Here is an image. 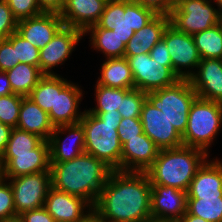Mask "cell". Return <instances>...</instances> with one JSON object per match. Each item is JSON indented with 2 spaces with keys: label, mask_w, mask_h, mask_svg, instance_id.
I'll return each mask as SVG.
<instances>
[{
  "label": "cell",
  "mask_w": 222,
  "mask_h": 222,
  "mask_svg": "<svg viewBox=\"0 0 222 222\" xmlns=\"http://www.w3.org/2000/svg\"><path fill=\"white\" fill-rule=\"evenodd\" d=\"M124 57L129 62L135 89L144 93L170 87L180 80L173 70L172 62H158L149 53Z\"/></svg>",
  "instance_id": "9"
},
{
  "label": "cell",
  "mask_w": 222,
  "mask_h": 222,
  "mask_svg": "<svg viewBox=\"0 0 222 222\" xmlns=\"http://www.w3.org/2000/svg\"><path fill=\"white\" fill-rule=\"evenodd\" d=\"M120 143L123 145L126 138L137 137L143 134V126L140 118H122L117 127Z\"/></svg>",
  "instance_id": "40"
},
{
  "label": "cell",
  "mask_w": 222,
  "mask_h": 222,
  "mask_svg": "<svg viewBox=\"0 0 222 222\" xmlns=\"http://www.w3.org/2000/svg\"><path fill=\"white\" fill-rule=\"evenodd\" d=\"M170 23L169 15L157 14L127 42L124 56H135L149 53L151 49L162 39V35Z\"/></svg>",
  "instance_id": "24"
},
{
  "label": "cell",
  "mask_w": 222,
  "mask_h": 222,
  "mask_svg": "<svg viewBox=\"0 0 222 222\" xmlns=\"http://www.w3.org/2000/svg\"><path fill=\"white\" fill-rule=\"evenodd\" d=\"M7 40L13 45L16 60H19V63H26L39 67L40 49L25 40L17 32L12 33Z\"/></svg>",
  "instance_id": "34"
},
{
  "label": "cell",
  "mask_w": 222,
  "mask_h": 222,
  "mask_svg": "<svg viewBox=\"0 0 222 222\" xmlns=\"http://www.w3.org/2000/svg\"><path fill=\"white\" fill-rule=\"evenodd\" d=\"M187 212L208 222H222V197H187Z\"/></svg>",
  "instance_id": "30"
},
{
  "label": "cell",
  "mask_w": 222,
  "mask_h": 222,
  "mask_svg": "<svg viewBox=\"0 0 222 222\" xmlns=\"http://www.w3.org/2000/svg\"><path fill=\"white\" fill-rule=\"evenodd\" d=\"M149 55L158 62H171L168 48L162 39L151 49Z\"/></svg>",
  "instance_id": "44"
},
{
  "label": "cell",
  "mask_w": 222,
  "mask_h": 222,
  "mask_svg": "<svg viewBox=\"0 0 222 222\" xmlns=\"http://www.w3.org/2000/svg\"><path fill=\"white\" fill-rule=\"evenodd\" d=\"M151 183L145 172L112 171L93 206L101 222H149Z\"/></svg>",
  "instance_id": "1"
},
{
  "label": "cell",
  "mask_w": 222,
  "mask_h": 222,
  "mask_svg": "<svg viewBox=\"0 0 222 222\" xmlns=\"http://www.w3.org/2000/svg\"><path fill=\"white\" fill-rule=\"evenodd\" d=\"M211 0H177L169 14L170 24L178 31L194 35L221 22L219 9Z\"/></svg>",
  "instance_id": "8"
},
{
  "label": "cell",
  "mask_w": 222,
  "mask_h": 222,
  "mask_svg": "<svg viewBox=\"0 0 222 222\" xmlns=\"http://www.w3.org/2000/svg\"><path fill=\"white\" fill-rule=\"evenodd\" d=\"M143 132L154 142L159 150L176 148L183 145L182 136L173 127L164 113L154 107L147 99L142 112Z\"/></svg>",
  "instance_id": "13"
},
{
  "label": "cell",
  "mask_w": 222,
  "mask_h": 222,
  "mask_svg": "<svg viewBox=\"0 0 222 222\" xmlns=\"http://www.w3.org/2000/svg\"><path fill=\"white\" fill-rule=\"evenodd\" d=\"M24 97L18 94L0 96V122L17 127L21 102Z\"/></svg>",
  "instance_id": "35"
},
{
  "label": "cell",
  "mask_w": 222,
  "mask_h": 222,
  "mask_svg": "<svg viewBox=\"0 0 222 222\" xmlns=\"http://www.w3.org/2000/svg\"><path fill=\"white\" fill-rule=\"evenodd\" d=\"M44 207L56 222H82L93 212V206L85 199L53 187L48 190Z\"/></svg>",
  "instance_id": "17"
},
{
  "label": "cell",
  "mask_w": 222,
  "mask_h": 222,
  "mask_svg": "<svg viewBox=\"0 0 222 222\" xmlns=\"http://www.w3.org/2000/svg\"><path fill=\"white\" fill-rule=\"evenodd\" d=\"M12 127L0 122V157L4 153L10 138Z\"/></svg>",
  "instance_id": "46"
},
{
  "label": "cell",
  "mask_w": 222,
  "mask_h": 222,
  "mask_svg": "<svg viewBox=\"0 0 222 222\" xmlns=\"http://www.w3.org/2000/svg\"><path fill=\"white\" fill-rule=\"evenodd\" d=\"M201 59H222V22L193 35Z\"/></svg>",
  "instance_id": "29"
},
{
  "label": "cell",
  "mask_w": 222,
  "mask_h": 222,
  "mask_svg": "<svg viewBox=\"0 0 222 222\" xmlns=\"http://www.w3.org/2000/svg\"><path fill=\"white\" fill-rule=\"evenodd\" d=\"M2 177L50 171L49 143L44 140L37 148L23 153H3L0 157Z\"/></svg>",
  "instance_id": "12"
},
{
  "label": "cell",
  "mask_w": 222,
  "mask_h": 222,
  "mask_svg": "<svg viewBox=\"0 0 222 222\" xmlns=\"http://www.w3.org/2000/svg\"><path fill=\"white\" fill-rule=\"evenodd\" d=\"M6 181V182H5ZM15 216L13 191L6 178H0V220Z\"/></svg>",
  "instance_id": "38"
},
{
  "label": "cell",
  "mask_w": 222,
  "mask_h": 222,
  "mask_svg": "<svg viewBox=\"0 0 222 222\" xmlns=\"http://www.w3.org/2000/svg\"><path fill=\"white\" fill-rule=\"evenodd\" d=\"M151 186V220L178 222L187 212V192L169 186Z\"/></svg>",
  "instance_id": "16"
},
{
  "label": "cell",
  "mask_w": 222,
  "mask_h": 222,
  "mask_svg": "<svg viewBox=\"0 0 222 222\" xmlns=\"http://www.w3.org/2000/svg\"><path fill=\"white\" fill-rule=\"evenodd\" d=\"M159 149L145 134L126 138L122 145L121 171L145 172L157 158Z\"/></svg>",
  "instance_id": "20"
},
{
  "label": "cell",
  "mask_w": 222,
  "mask_h": 222,
  "mask_svg": "<svg viewBox=\"0 0 222 222\" xmlns=\"http://www.w3.org/2000/svg\"><path fill=\"white\" fill-rule=\"evenodd\" d=\"M90 33V42L94 50L102 52L106 59L124 57L126 45L113 30L100 28L97 24L89 27L85 34Z\"/></svg>",
  "instance_id": "28"
},
{
  "label": "cell",
  "mask_w": 222,
  "mask_h": 222,
  "mask_svg": "<svg viewBox=\"0 0 222 222\" xmlns=\"http://www.w3.org/2000/svg\"><path fill=\"white\" fill-rule=\"evenodd\" d=\"M14 94L28 97L38 81L44 76L39 67L18 63L5 71Z\"/></svg>",
  "instance_id": "27"
},
{
  "label": "cell",
  "mask_w": 222,
  "mask_h": 222,
  "mask_svg": "<svg viewBox=\"0 0 222 222\" xmlns=\"http://www.w3.org/2000/svg\"><path fill=\"white\" fill-rule=\"evenodd\" d=\"M178 222H208L200 217H196L194 215L189 214L186 212Z\"/></svg>",
  "instance_id": "48"
},
{
  "label": "cell",
  "mask_w": 222,
  "mask_h": 222,
  "mask_svg": "<svg viewBox=\"0 0 222 222\" xmlns=\"http://www.w3.org/2000/svg\"><path fill=\"white\" fill-rule=\"evenodd\" d=\"M82 93V89L75 83L73 84L60 75H56L55 111L48 113L50 122L54 127L80 122L84 114V112H78L83 97Z\"/></svg>",
  "instance_id": "14"
},
{
  "label": "cell",
  "mask_w": 222,
  "mask_h": 222,
  "mask_svg": "<svg viewBox=\"0 0 222 222\" xmlns=\"http://www.w3.org/2000/svg\"><path fill=\"white\" fill-rule=\"evenodd\" d=\"M156 15L153 9L131 0H108L97 25L113 30L126 45Z\"/></svg>",
  "instance_id": "6"
},
{
  "label": "cell",
  "mask_w": 222,
  "mask_h": 222,
  "mask_svg": "<svg viewBox=\"0 0 222 222\" xmlns=\"http://www.w3.org/2000/svg\"><path fill=\"white\" fill-rule=\"evenodd\" d=\"M218 8H219L220 17L222 18V0L218 3Z\"/></svg>",
  "instance_id": "51"
},
{
  "label": "cell",
  "mask_w": 222,
  "mask_h": 222,
  "mask_svg": "<svg viewBox=\"0 0 222 222\" xmlns=\"http://www.w3.org/2000/svg\"><path fill=\"white\" fill-rule=\"evenodd\" d=\"M18 63L13 45L7 39L0 40V71L5 72Z\"/></svg>",
  "instance_id": "41"
},
{
  "label": "cell",
  "mask_w": 222,
  "mask_h": 222,
  "mask_svg": "<svg viewBox=\"0 0 222 222\" xmlns=\"http://www.w3.org/2000/svg\"><path fill=\"white\" fill-rule=\"evenodd\" d=\"M28 97L43 111H55L56 75H44Z\"/></svg>",
  "instance_id": "31"
},
{
  "label": "cell",
  "mask_w": 222,
  "mask_h": 222,
  "mask_svg": "<svg viewBox=\"0 0 222 222\" xmlns=\"http://www.w3.org/2000/svg\"><path fill=\"white\" fill-rule=\"evenodd\" d=\"M122 117L115 112L84 110L80 124L84 129L85 153L103 161L113 171H121L122 144L117 127Z\"/></svg>",
  "instance_id": "4"
},
{
  "label": "cell",
  "mask_w": 222,
  "mask_h": 222,
  "mask_svg": "<svg viewBox=\"0 0 222 222\" xmlns=\"http://www.w3.org/2000/svg\"><path fill=\"white\" fill-rule=\"evenodd\" d=\"M208 155L199 148L185 145L159 150L157 158L145 173L151 185L169 186L187 192Z\"/></svg>",
  "instance_id": "3"
},
{
  "label": "cell",
  "mask_w": 222,
  "mask_h": 222,
  "mask_svg": "<svg viewBox=\"0 0 222 222\" xmlns=\"http://www.w3.org/2000/svg\"><path fill=\"white\" fill-rule=\"evenodd\" d=\"M63 26L59 13L43 12L18 21L16 32L38 49H42Z\"/></svg>",
  "instance_id": "19"
},
{
  "label": "cell",
  "mask_w": 222,
  "mask_h": 222,
  "mask_svg": "<svg viewBox=\"0 0 222 222\" xmlns=\"http://www.w3.org/2000/svg\"><path fill=\"white\" fill-rule=\"evenodd\" d=\"M84 33L78 29L63 26L42 49H40L39 69L43 75H58L52 68L63 64Z\"/></svg>",
  "instance_id": "15"
},
{
  "label": "cell",
  "mask_w": 222,
  "mask_h": 222,
  "mask_svg": "<svg viewBox=\"0 0 222 222\" xmlns=\"http://www.w3.org/2000/svg\"><path fill=\"white\" fill-rule=\"evenodd\" d=\"M142 6L153 9L157 14L169 15L177 0H131Z\"/></svg>",
  "instance_id": "42"
},
{
  "label": "cell",
  "mask_w": 222,
  "mask_h": 222,
  "mask_svg": "<svg viewBox=\"0 0 222 222\" xmlns=\"http://www.w3.org/2000/svg\"><path fill=\"white\" fill-rule=\"evenodd\" d=\"M112 171L103 161L84 152L73 160L50 163L51 187L94 206Z\"/></svg>",
  "instance_id": "2"
},
{
  "label": "cell",
  "mask_w": 222,
  "mask_h": 222,
  "mask_svg": "<svg viewBox=\"0 0 222 222\" xmlns=\"http://www.w3.org/2000/svg\"><path fill=\"white\" fill-rule=\"evenodd\" d=\"M206 160L192 179L187 197H222V161Z\"/></svg>",
  "instance_id": "23"
},
{
  "label": "cell",
  "mask_w": 222,
  "mask_h": 222,
  "mask_svg": "<svg viewBox=\"0 0 222 222\" xmlns=\"http://www.w3.org/2000/svg\"><path fill=\"white\" fill-rule=\"evenodd\" d=\"M162 40L168 48L174 72L180 79H189L194 74L193 69H197L201 61L193 36L178 31L169 23L163 32Z\"/></svg>",
  "instance_id": "11"
},
{
  "label": "cell",
  "mask_w": 222,
  "mask_h": 222,
  "mask_svg": "<svg viewBox=\"0 0 222 222\" xmlns=\"http://www.w3.org/2000/svg\"><path fill=\"white\" fill-rule=\"evenodd\" d=\"M12 15L17 21L42 14L38 0H6Z\"/></svg>",
  "instance_id": "37"
},
{
  "label": "cell",
  "mask_w": 222,
  "mask_h": 222,
  "mask_svg": "<svg viewBox=\"0 0 222 222\" xmlns=\"http://www.w3.org/2000/svg\"><path fill=\"white\" fill-rule=\"evenodd\" d=\"M0 222H23L20 216H13L10 218H6L4 220H0Z\"/></svg>",
  "instance_id": "49"
},
{
  "label": "cell",
  "mask_w": 222,
  "mask_h": 222,
  "mask_svg": "<svg viewBox=\"0 0 222 222\" xmlns=\"http://www.w3.org/2000/svg\"><path fill=\"white\" fill-rule=\"evenodd\" d=\"M17 128L34 133L47 141L54 130L48 113L43 111L29 97L22 99Z\"/></svg>",
  "instance_id": "25"
},
{
  "label": "cell",
  "mask_w": 222,
  "mask_h": 222,
  "mask_svg": "<svg viewBox=\"0 0 222 222\" xmlns=\"http://www.w3.org/2000/svg\"><path fill=\"white\" fill-rule=\"evenodd\" d=\"M20 217L23 222H56L44 206L24 212Z\"/></svg>",
  "instance_id": "43"
},
{
  "label": "cell",
  "mask_w": 222,
  "mask_h": 222,
  "mask_svg": "<svg viewBox=\"0 0 222 222\" xmlns=\"http://www.w3.org/2000/svg\"><path fill=\"white\" fill-rule=\"evenodd\" d=\"M97 83L102 86L135 89L133 75L127 58H108L102 63Z\"/></svg>",
  "instance_id": "26"
},
{
  "label": "cell",
  "mask_w": 222,
  "mask_h": 222,
  "mask_svg": "<svg viewBox=\"0 0 222 222\" xmlns=\"http://www.w3.org/2000/svg\"><path fill=\"white\" fill-rule=\"evenodd\" d=\"M66 0H38L40 8L44 12L59 13L63 10Z\"/></svg>",
  "instance_id": "45"
},
{
  "label": "cell",
  "mask_w": 222,
  "mask_h": 222,
  "mask_svg": "<svg viewBox=\"0 0 222 222\" xmlns=\"http://www.w3.org/2000/svg\"><path fill=\"white\" fill-rule=\"evenodd\" d=\"M43 141L44 139L40 136L15 127L12 128L4 153L29 152V150L37 148Z\"/></svg>",
  "instance_id": "33"
},
{
  "label": "cell",
  "mask_w": 222,
  "mask_h": 222,
  "mask_svg": "<svg viewBox=\"0 0 222 222\" xmlns=\"http://www.w3.org/2000/svg\"><path fill=\"white\" fill-rule=\"evenodd\" d=\"M221 0H213V2H215L218 6V3L220 2Z\"/></svg>",
  "instance_id": "52"
},
{
  "label": "cell",
  "mask_w": 222,
  "mask_h": 222,
  "mask_svg": "<svg viewBox=\"0 0 222 222\" xmlns=\"http://www.w3.org/2000/svg\"><path fill=\"white\" fill-rule=\"evenodd\" d=\"M221 125L222 103L196 97L191 104L187 127L182 135L183 145L199 148L208 154V148Z\"/></svg>",
  "instance_id": "5"
},
{
  "label": "cell",
  "mask_w": 222,
  "mask_h": 222,
  "mask_svg": "<svg viewBox=\"0 0 222 222\" xmlns=\"http://www.w3.org/2000/svg\"><path fill=\"white\" fill-rule=\"evenodd\" d=\"M82 222H101L100 219L92 212L90 216H88Z\"/></svg>",
  "instance_id": "50"
},
{
  "label": "cell",
  "mask_w": 222,
  "mask_h": 222,
  "mask_svg": "<svg viewBox=\"0 0 222 222\" xmlns=\"http://www.w3.org/2000/svg\"><path fill=\"white\" fill-rule=\"evenodd\" d=\"M10 181L13 191L15 216L43 207L48 190L51 187V172L23 175L19 177H3Z\"/></svg>",
  "instance_id": "10"
},
{
  "label": "cell",
  "mask_w": 222,
  "mask_h": 222,
  "mask_svg": "<svg viewBox=\"0 0 222 222\" xmlns=\"http://www.w3.org/2000/svg\"><path fill=\"white\" fill-rule=\"evenodd\" d=\"M66 131L69 134L63 140L61 139L60 134H64ZM69 138H72L73 140ZM70 140H72V144L71 146H68L70 145L68 143H71ZM48 143L50 163L73 160L75 157H78L85 152L84 129L80 123L54 127Z\"/></svg>",
  "instance_id": "18"
},
{
  "label": "cell",
  "mask_w": 222,
  "mask_h": 222,
  "mask_svg": "<svg viewBox=\"0 0 222 222\" xmlns=\"http://www.w3.org/2000/svg\"><path fill=\"white\" fill-rule=\"evenodd\" d=\"M12 93V88L6 72L0 71V96H6Z\"/></svg>",
  "instance_id": "47"
},
{
  "label": "cell",
  "mask_w": 222,
  "mask_h": 222,
  "mask_svg": "<svg viewBox=\"0 0 222 222\" xmlns=\"http://www.w3.org/2000/svg\"><path fill=\"white\" fill-rule=\"evenodd\" d=\"M18 21L12 15V11L6 0H0V40L7 39L17 30Z\"/></svg>",
  "instance_id": "39"
},
{
  "label": "cell",
  "mask_w": 222,
  "mask_h": 222,
  "mask_svg": "<svg viewBox=\"0 0 222 222\" xmlns=\"http://www.w3.org/2000/svg\"><path fill=\"white\" fill-rule=\"evenodd\" d=\"M189 78L197 97L222 103V59H201Z\"/></svg>",
  "instance_id": "21"
},
{
  "label": "cell",
  "mask_w": 222,
  "mask_h": 222,
  "mask_svg": "<svg viewBox=\"0 0 222 222\" xmlns=\"http://www.w3.org/2000/svg\"><path fill=\"white\" fill-rule=\"evenodd\" d=\"M95 90L97 105L94 108H90L89 112H115V110H118L122 98L131 89L106 87L96 83Z\"/></svg>",
  "instance_id": "32"
},
{
  "label": "cell",
  "mask_w": 222,
  "mask_h": 222,
  "mask_svg": "<svg viewBox=\"0 0 222 222\" xmlns=\"http://www.w3.org/2000/svg\"><path fill=\"white\" fill-rule=\"evenodd\" d=\"M108 0H66L60 17L65 26L82 31L96 25Z\"/></svg>",
  "instance_id": "22"
},
{
  "label": "cell",
  "mask_w": 222,
  "mask_h": 222,
  "mask_svg": "<svg viewBox=\"0 0 222 222\" xmlns=\"http://www.w3.org/2000/svg\"><path fill=\"white\" fill-rule=\"evenodd\" d=\"M196 97L189 79H180L170 87L146 93V99L164 113L181 136L186 130L189 110Z\"/></svg>",
  "instance_id": "7"
},
{
  "label": "cell",
  "mask_w": 222,
  "mask_h": 222,
  "mask_svg": "<svg viewBox=\"0 0 222 222\" xmlns=\"http://www.w3.org/2000/svg\"><path fill=\"white\" fill-rule=\"evenodd\" d=\"M146 93L139 89H131L121 100L118 112L122 118H140Z\"/></svg>",
  "instance_id": "36"
}]
</instances>
